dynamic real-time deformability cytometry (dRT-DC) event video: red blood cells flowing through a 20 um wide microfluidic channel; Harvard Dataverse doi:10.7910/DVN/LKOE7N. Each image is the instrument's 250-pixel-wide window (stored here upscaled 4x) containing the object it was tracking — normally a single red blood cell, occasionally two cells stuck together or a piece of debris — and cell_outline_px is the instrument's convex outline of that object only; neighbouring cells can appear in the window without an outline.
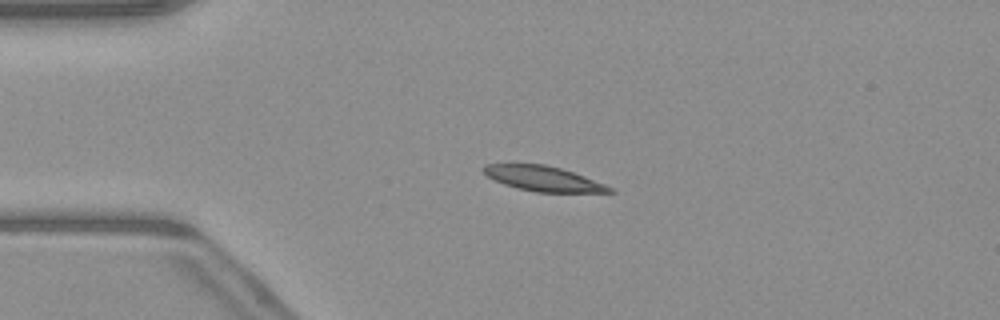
{"species": "common noctule bat (a hibernating species)", "species_latin": "Nyctalus noctula", "temperature_condition": "warm", "stored_images_in_passage": 51, "camera_frame_rate_fps": 3000, "um_per_image_px": 0.085, "animal": {"sex": "male", "body_mass_g": 23.1, "forearm_length_mm": 52.7}, "frame": {"image": 1, "passage_image": 12, "time_ms": 3.667, "image_size_px": [1000, 320], "cell_outline_px": [[616, 192], [536, 192], [516, 188], [504, 184], [488, 176], [480, 168], [484, 164], [544, 164], [560, 168], [584, 176], [604, 184], [612, 188]], "centroid_in_image_um": [46.14, 15.18], "position_along_channel_um": 38.9, "area_um2": 18.15}}
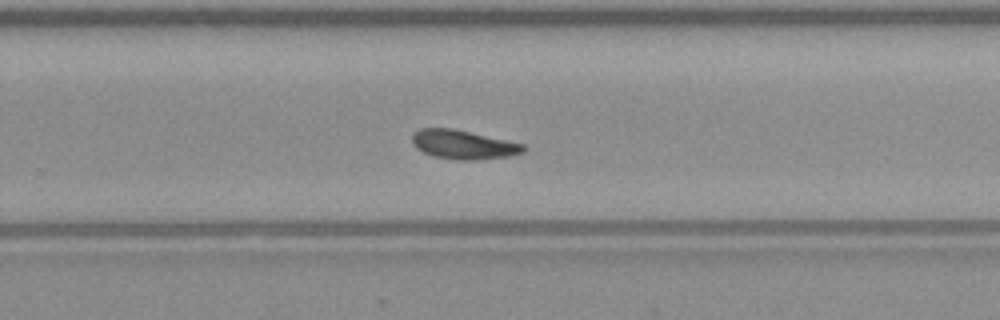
{"frame": {"image": 2, "passage_image": 33, "time_ms": 10.667, "image_size_px": [1000, 320], "cell_outline_px": [[528, 148], [524, 152], [512, 156], [476, 160], [456, 160], [432, 156], [416, 148], [412, 144], [412, 132], [420, 128], [452, 128], [524, 144]], "centroid_in_image_um": [39.38, 12.3], "position_along_channel_um": 290.4, "area_um2": 19.02}}
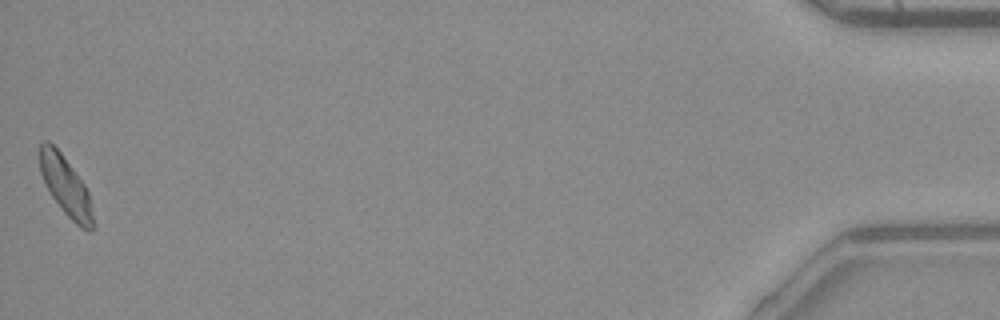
{"frame": {"image": 3, "passage_image": 51, "time_ms": 16.667, "image_size_px": [1000, 320], "cell_outline_px": [[96, 228], [92, 232], [88, 232], [80, 228], [64, 212], [52, 196], [40, 172], [40, 144], [44, 140], [48, 140], [60, 152], [84, 184], [88, 192], [96, 224]], "centroid_in_image_um": [5.64, 15.9], "position_along_channel_um": 429.6, "area_um2": 18.32}, "authors_computed_cell_mechanics": {"area_um2": 18.8428, "velocity_mm_per_s": 4.0419, "shape_relaxation_time_tau1_ms": 5.6862, "shape_relaxation_time_tau2_ms": null, "deformation_change_tau1": 0.1512, "deformation_change_tau2": null}}